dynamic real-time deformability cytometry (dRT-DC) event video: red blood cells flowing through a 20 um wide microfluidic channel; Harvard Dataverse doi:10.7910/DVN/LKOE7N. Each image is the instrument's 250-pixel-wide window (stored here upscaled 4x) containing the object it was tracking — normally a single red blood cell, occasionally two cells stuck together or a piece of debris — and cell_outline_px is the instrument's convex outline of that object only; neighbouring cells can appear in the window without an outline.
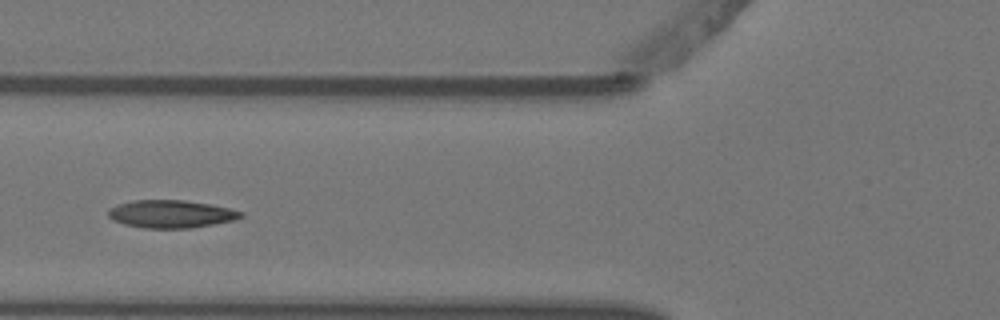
{"species": "Egyptian fruit bat (a non-hibernating species)", "species_latin": "Rousettus aegyptiacus", "temperature_condition": "warm", "stored_images_in_passage": 6, "camera_frame_rate_fps": 3000, "um_per_image_px": 0.085, "animal": {"sex": "female"}, "frame": {"image": 1, "passage_image": 5, "time_ms": 1.333, "image_size_px": [1000, 320], "cell_outline_px": [[244, 216], [236, 220], [192, 228], [144, 228], [124, 224], [112, 220], [108, 216], [108, 208], [116, 204], [132, 200], [184, 200], [208, 204], [228, 208], [244, 212]], "centroid_in_image_um": [14.52, 18.19], "position_along_channel_um": 111.3, "area_um2": 21.62}}
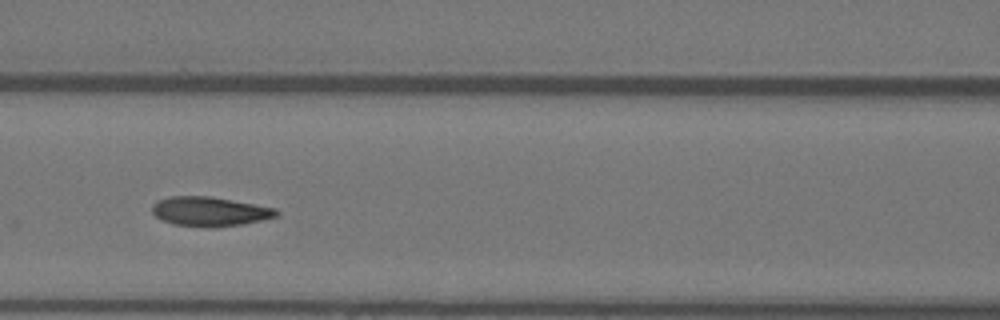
{"frame": {"image": 2, "passage_image": 6, "time_ms": 1.667, "image_size_px": [1000, 320], "cell_outline_px": [[280, 212], [276, 216], [244, 224], [216, 228], [204, 228], [172, 224], [160, 220], [152, 212], [152, 204], [160, 200], [172, 196], [208, 196], [232, 200], [276, 208]], "centroid_in_image_um": [17.81, 18.0], "position_along_channel_um": 148.8, "area_um2": 21.44}}